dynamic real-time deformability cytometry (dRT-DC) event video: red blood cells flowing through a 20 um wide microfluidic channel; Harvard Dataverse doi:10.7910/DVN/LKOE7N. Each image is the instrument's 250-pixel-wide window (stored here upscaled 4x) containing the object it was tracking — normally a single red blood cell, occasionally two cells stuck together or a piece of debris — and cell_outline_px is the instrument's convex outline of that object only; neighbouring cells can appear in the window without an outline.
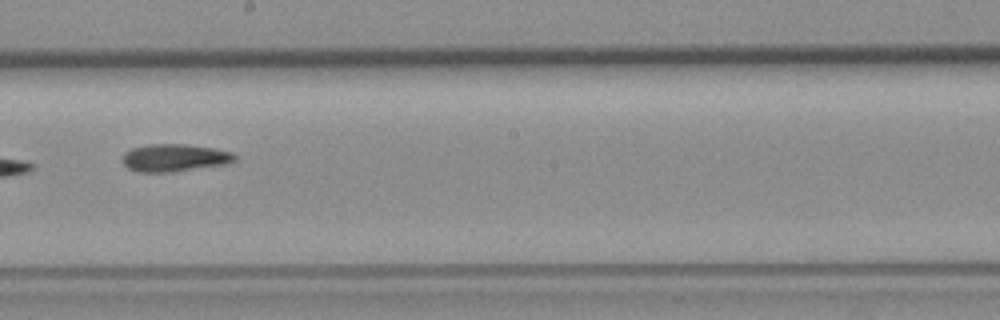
{"species": "common noctule bat (a hibernating species)", "species_latin": "Nyctalus noctula", "temperature_condition": "room temperature", "stored_images_in_passage": 7, "camera_frame_rate_fps": 3000, "um_per_image_px": 0.085, "animal": {"sex": "female", "body_mass_g": 19.3, "forearm_length_mm": 54.1}, "frame": {"image": 1, "passage_image": 6, "time_ms": 6.0, "image_size_px": [1000, 320], "cell_outline_px": [[236, 160], [228, 164], [172, 172], [140, 172], [128, 168], [120, 160], [124, 152], [132, 148], [148, 144], [184, 144], [212, 148], [232, 152], [236, 156]], "centroid_in_image_um": [14.81, 13.41], "position_along_channel_um": 233.4, "area_um2": 18.15}}
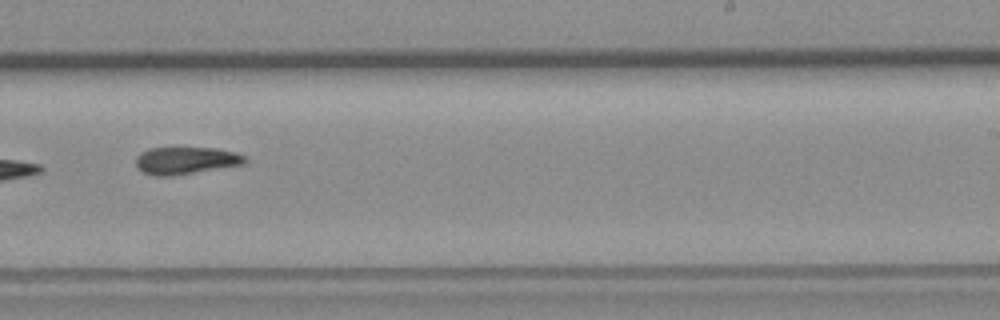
{"frame": {"image": 2, "passage_image": 7, "time_ms": 7.0, "image_size_px": [1000, 320], "cell_outline_px": [[248, 160], [244, 164], [172, 176], [156, 176], [144, 172], [136, 168], [136, 156], [140, 152], [148, 148], [216, 148], [236, 152], [244, 156]], "centroid_in_image_um": [15.77, 13.64], "position_along_channel_um": 273.2, "area_um2": 17.4}}